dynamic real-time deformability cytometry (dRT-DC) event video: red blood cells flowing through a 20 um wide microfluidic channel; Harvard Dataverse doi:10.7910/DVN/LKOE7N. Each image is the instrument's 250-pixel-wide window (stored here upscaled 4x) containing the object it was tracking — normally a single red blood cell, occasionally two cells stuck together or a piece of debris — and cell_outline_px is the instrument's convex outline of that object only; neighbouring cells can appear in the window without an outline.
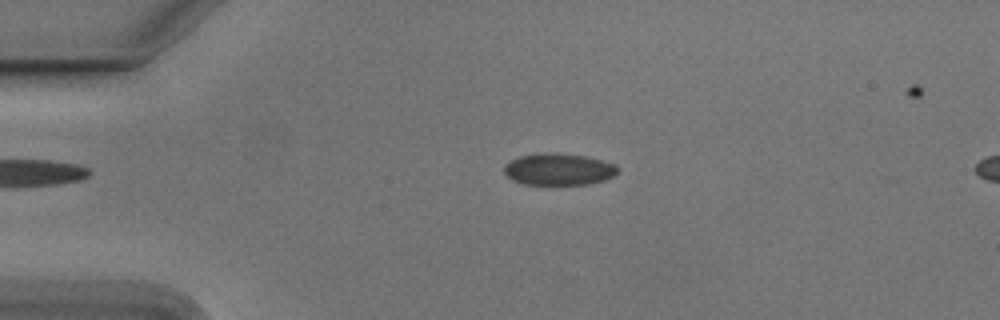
{"species": "Egyptian fruit bat (a non-hibernating species)", "species_latin": "Rousettus aegyptiacus", "temperature_condition": "cold", "stored_images_in_passage": 8, "camera_frame_rate_fps": 3000, "um_per_image_px": 0.085, "animal": {"sex": "male"}, "frame": {"image": 1, "passage_image": 4, "time_ms": 1.0, "image_size_px": [1000, 320], "cell_outline_px": [[616, 172], [612, 176], [604, 180], [588, 184], [524, 184], [512, 180], [504, 172], [504, 164], [520, 156], [544, 152], [552, 152], [584, 156], [616, 164]], "centroid_in_image_um": [47.45, 14.38], "position_along_channel_um": 37.6, "area_um2": 20.81}}